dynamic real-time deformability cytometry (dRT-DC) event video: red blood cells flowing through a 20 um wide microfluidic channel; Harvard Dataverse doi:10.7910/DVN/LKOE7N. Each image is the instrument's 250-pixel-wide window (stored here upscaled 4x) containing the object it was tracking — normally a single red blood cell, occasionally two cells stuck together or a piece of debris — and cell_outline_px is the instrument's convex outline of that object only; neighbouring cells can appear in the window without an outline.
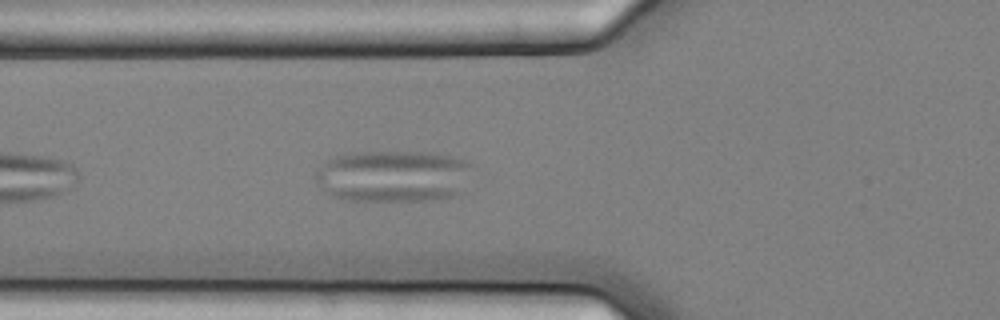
{"species": "common noctule bat (a hibernating species)", "species_latin": "Nyctalus noctula", "temperature_condition": "cold", "stored_images_in_passage": 4, "camera_frame_rate_fps": 3000, "um_per_image_px": 0.085, "animal": {"sex": "female", "body_mass_g": 25.1}, "frame": {"image": 1, "passage_image": 4, "time_ms": 1.0, "image_size_px": [1000, 320], "cell_outline_px": [[472, 164], [460, 196], [432, 200], [348, 200], [332, 196], [312, 176], [328, 160], [336, 156], [356, 152], [432, 152], [452, 156], [468, 160]], "centroid_in_image_um": [33.48, 14.96], "position_along_channel_um": 92.3, "area_um2": 47.34}}